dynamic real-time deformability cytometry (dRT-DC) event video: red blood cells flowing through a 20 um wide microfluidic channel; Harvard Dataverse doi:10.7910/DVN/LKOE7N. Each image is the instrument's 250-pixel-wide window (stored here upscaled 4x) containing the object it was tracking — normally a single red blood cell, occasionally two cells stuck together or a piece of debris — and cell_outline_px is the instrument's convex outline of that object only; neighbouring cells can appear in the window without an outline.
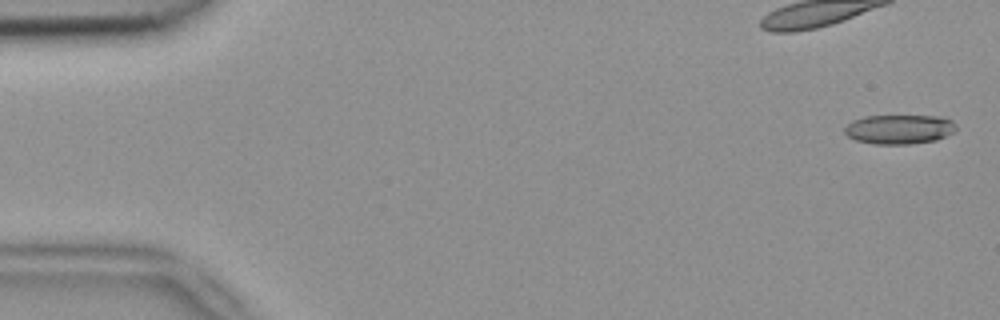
{"species": "common noctule bat (a hibernating species)", "species_latin": "Nyctalus noctula", "temperature_condition": "room temperature", "stored_images_in_passage": 5, "camera_frame_rate_fps": 3000, "um_per_image_px": 0.085, "animal": {"sex": "female", "body_mass_g": 18.4}, "frame": {"image": 1, "passage_image": 1, "time_ms": 0.0, "image_size_px": [1000, 320], "cell_outline_px": [[956, 132], [936, 140], [908, 144], [876, 144], [856, 140], [848, 136], [844, 132], [844, 128], [852, 120], [864, 116], [944, 116], [952, 120], [956, 124]], "centroid_in_image_um": [76.47, 10.98], "position_along_channel_um": 8.5, "area_um2": 19.25}}
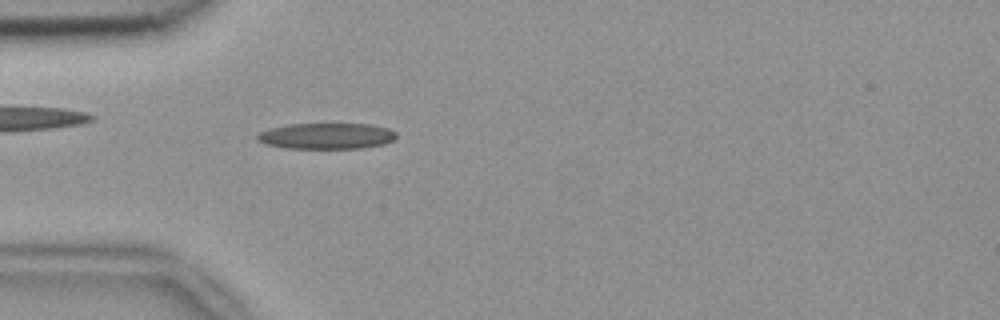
{"frame": {"image": 2, "passage_image": 5, "time_ms": 1.333, "image_size_px": [1000, 320], "cell_outline_px": [[396, 140], [384, 144], [364, 148], [284, 148], [264, 144], [256, 140], [256, 136], [260, 132], [272, 128], [292, 124], [368, 124], [388, 128], [396, 132]], "centroid_in_image_um": [27.78, 11.57], "position_along_channel_um": 57.2, "area_um2": 21.1}}